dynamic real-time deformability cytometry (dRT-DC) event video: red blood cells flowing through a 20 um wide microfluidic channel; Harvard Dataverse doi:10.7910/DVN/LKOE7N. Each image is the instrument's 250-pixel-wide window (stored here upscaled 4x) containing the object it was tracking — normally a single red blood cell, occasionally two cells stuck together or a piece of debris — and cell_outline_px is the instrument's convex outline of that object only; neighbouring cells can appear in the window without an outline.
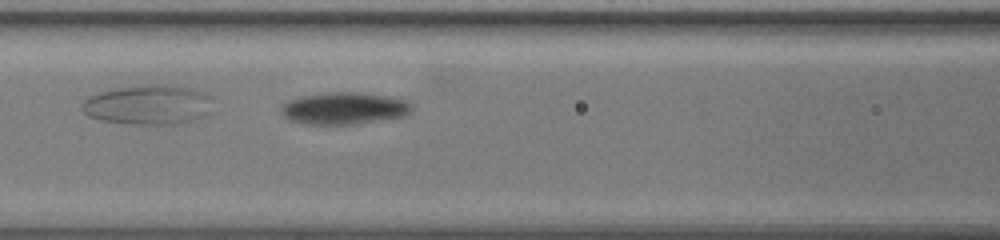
{"species": "common noctule bat (a hibernating species)", "species_latin": "Nyctalus noctula", "temperature_condition": "warm", "stored_images_in_passage": 14, "camera_frame_rate_fps": 3000, "um_per_image_px": 0.085, "animal": {"sex": "female", "body_mass_g": 19.5, "forearm_length_mm": 54.1}, "frame": {"image": 1, "passage_image": 7, "time_ms": 2.0, "image_size_px": [1000, 240], "cell_outline_px": [[412, 112], [404, 116], [352, 124], [308, 124], [288, 120], [284, 116], [280, 108], [288, 100], [300, 96], [328, 92], [360, 92], [388, 96], [408, 100], [412, 104]], "centroid_in_image_um": [29.26, 9.19], "position_along_channel_um": 137.3, "area_um2": 24.45}}